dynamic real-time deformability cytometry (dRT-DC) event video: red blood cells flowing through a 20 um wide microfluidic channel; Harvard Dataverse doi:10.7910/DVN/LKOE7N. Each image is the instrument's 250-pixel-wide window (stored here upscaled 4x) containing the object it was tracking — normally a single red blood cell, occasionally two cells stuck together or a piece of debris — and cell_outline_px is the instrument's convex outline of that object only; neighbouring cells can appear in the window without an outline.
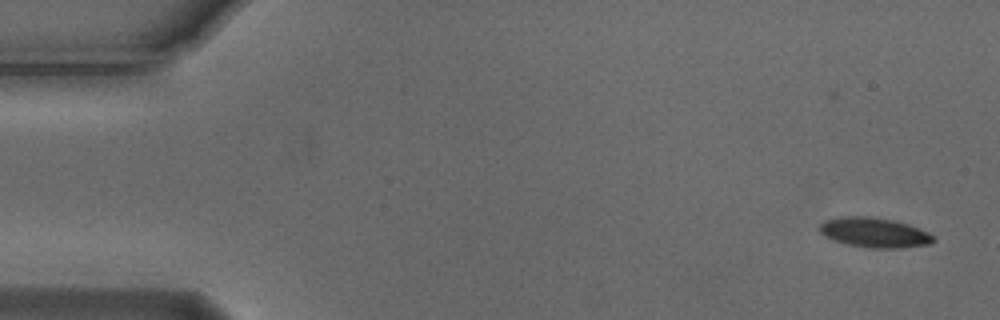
{"species": "Egyptian fruit bat (a non-hibernating species)", "species_latin": "Rousettus aegyptiacus", "temperature_condition": "cold", "stored_images_in_passage": 3, "segment_of_instrument_passage": [2, 2], "camera_frame_rate_fps": 3000, "um_per_image_px": 0.085, "animal": {"sex": "male"}, "frame": {"image": 1, "passage_image": 3, "time_ms": 0.667, "image_size_px": [1000, 320], "cell_outline_px": [[936, 240], [928, 244], [900, 248], [872, 248], [848, 244], [832, 240], [824, 236], [820, 232], [820, 224], [824, 220], [840, 216], [868, 216], [892, 220], [908, 224], [920, 228], [928, 232]], "centroid_in_image_um": [74.3, 19.76], "position_along_channel_um": 10.7, "area_um2": 19.77}}